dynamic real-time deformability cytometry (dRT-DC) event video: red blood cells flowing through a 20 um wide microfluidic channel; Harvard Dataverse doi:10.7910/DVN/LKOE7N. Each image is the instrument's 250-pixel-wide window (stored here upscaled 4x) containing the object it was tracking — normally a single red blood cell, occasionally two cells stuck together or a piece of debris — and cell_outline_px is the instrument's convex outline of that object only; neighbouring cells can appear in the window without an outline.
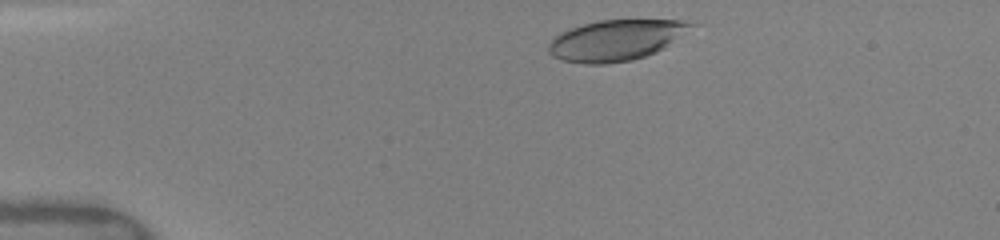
{"species": "human", "species_latin": "Homo sapiens", "temperature_condition": "warm", "stored_images_in_passage": 7, "camera_frame_rate_fps": 3000, "um_per_image_px": 0.085, "donor": {"sex": "female"}, "frame": {"image": 1, "passage_image": 2, "time_ms": 0.333, "image_size_px": [1000, 240], "cell_outline_px": [[696, 24], [664, 48], [656, 52], [632, 60], [604, 64], [584, 64], [560, 60], [552, 56], [548, 52], [548, 44], [560, 32], [584, 24], [600, 20], [684, 20]], "centroid_in_image_um": [52.32, 3.43], "position_along_channel_um": 32.7, "area_um2": 33.64}}
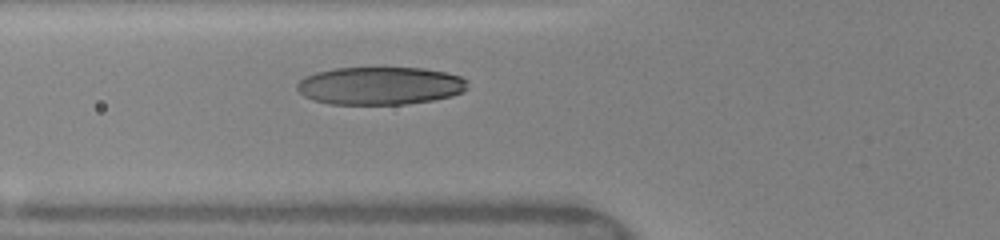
{"frame": {"image": 2, "passage_image": 7, "time_ms": 3.333, "image_size_px": [1000, 240], "cell_outline_px": [[468, 88], [464, 92], [452, 96], [432, 100], [408, 104], [328, 104], [312, 100], [304, 96], [296, 88], [296, 84], [304, 76], [316, 72], [332, 68], [424, 68], [448, 72], [460, 76], [468, 80]], "centroid_in_image_um": [32.32, 7.29], "position_along_channel_um": 93.5, "area_um2": 38.09}}